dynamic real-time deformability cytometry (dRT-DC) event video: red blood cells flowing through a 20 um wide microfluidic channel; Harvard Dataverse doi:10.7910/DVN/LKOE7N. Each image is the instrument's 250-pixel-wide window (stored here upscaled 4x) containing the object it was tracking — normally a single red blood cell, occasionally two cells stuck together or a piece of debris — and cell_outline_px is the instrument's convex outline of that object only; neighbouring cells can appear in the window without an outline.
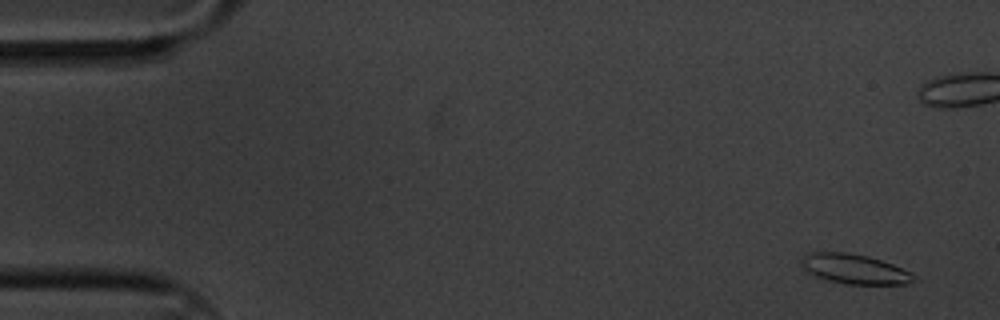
{"species": "common noctule bat (a hibernating species)", "species_latin": "Nyctalus noctula", "temperature_condition": "cold", "stored_images_in_passage": 6, "camera_frame_rate_fps": 3000, "um_per_image_px": 0.085, "animal": {"sex": "male", "body_mass_g": 20.1, "forearm_length_mm": 53.5}, "frame": {"image": 1, "passage_image": 1, "time_ms": 0.0, "image_size_px": [1000, 320], "cell_outline_px": [[920, 280], [904, 284], [848, 284], [828, 280], [816, 276], [808, 272], [800, 264], [800, 260], [804, 256], [812, 252], [844, 252], [868, 256], [892, 264], [916, 276]], "centroid_in_image_um": [72.64, 22.87], "position_along_channel_um": 12.4, "area_um2": 19.31}}